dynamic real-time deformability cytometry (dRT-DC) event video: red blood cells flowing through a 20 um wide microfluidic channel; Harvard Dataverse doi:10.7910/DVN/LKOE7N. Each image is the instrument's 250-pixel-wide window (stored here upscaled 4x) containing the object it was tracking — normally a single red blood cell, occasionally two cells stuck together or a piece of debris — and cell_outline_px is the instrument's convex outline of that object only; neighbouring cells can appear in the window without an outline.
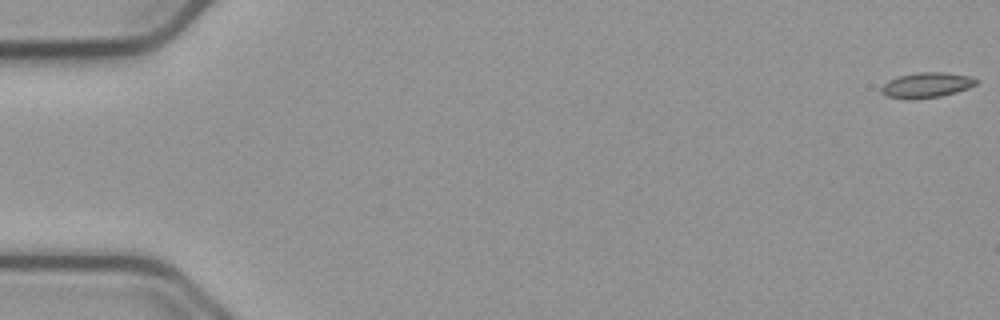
{"species": "common noctule bat (a hibernating species)", "species_latin": "Nyctalus noctula", "temperature_condition": "cold", "stored_images_in_passage": 56, "camera_frame_rate_fps": 3000, "um_per_image_px": 0.085, "animal": {"sex": "male", "body_mass_g": 23.1, "forearm_length_mm": 52.7}, "frame": {"image": 1, "passage_image": 1, "time_ms": 0.0, "image_size_px": [1000, 320], "cell_outline_px": [[980, 80], [976, 84], [968, 88], [956, 92], [940, 96], [916, 100], [908, 100], [888, 96], [880, 92], [880, 88], [888, 80], [900, 76], [916, 72], [944, 72], [972, 76]], "centroid_in_image_um": [78.77, 7.24], "position_along_channel_um": 6.2, "area_um2": 14.16}}
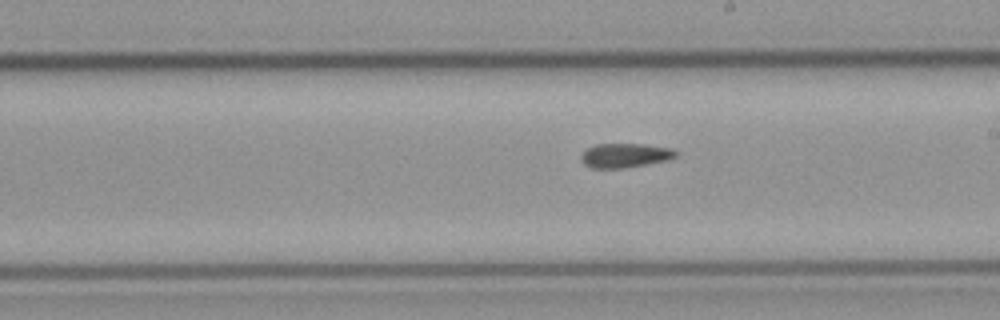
{"frame": {"image": 2, "passage_image": 32, "time_ms": 10.333, "image_size_px": [1000, 320], "cell_outline_px": [[680, 152], [676, 156], [668, 160], [624, 168], [592, 168], [584, 164], [580, 160], [580, 156], [588, 148], [596, 144], [644, 144], [672, 148]], "centroid_in_image_um": [53.15, 13.21], "position_along_channel_um": 235.9, "area_um2": 13.47}}
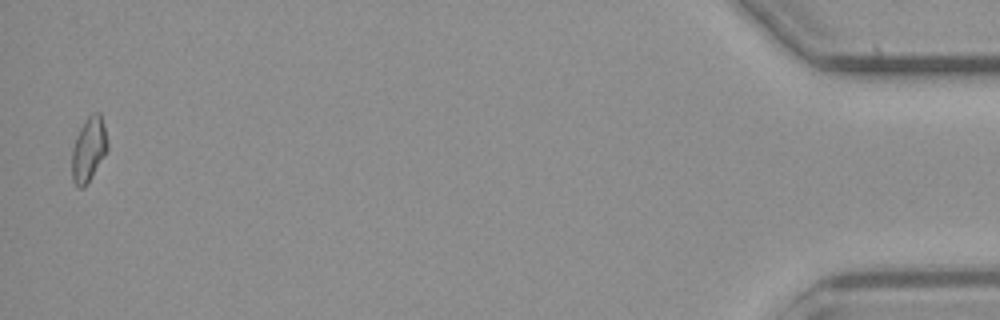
{"frame": {"image": 3, "passage_image": 55, "time_ms": 18.0, "image_size_px": [1000, 320], "cell_outline_px": [[108, 148], [84, 188], [76, 188], [72, 180], [72, 148], [76, 136], [84, 120], [92, 112], [100, 112], [108, 144]], "centroid_in_image_um": [7.51, 12.69], "position_along_channel_um": 427.7, "area_um2": 13.24}, "authors_computed_cell_mechanics": {"area_um2": 13.7275, "velocity_mm_per_s": 3.7451, "shape_relaxation_time_tau1_ms": null, "shape_relaxation_time_tau2_ms": 7.0015, "deformation_change_tau1": null, "deformation_change_tau2": 0.1156}}